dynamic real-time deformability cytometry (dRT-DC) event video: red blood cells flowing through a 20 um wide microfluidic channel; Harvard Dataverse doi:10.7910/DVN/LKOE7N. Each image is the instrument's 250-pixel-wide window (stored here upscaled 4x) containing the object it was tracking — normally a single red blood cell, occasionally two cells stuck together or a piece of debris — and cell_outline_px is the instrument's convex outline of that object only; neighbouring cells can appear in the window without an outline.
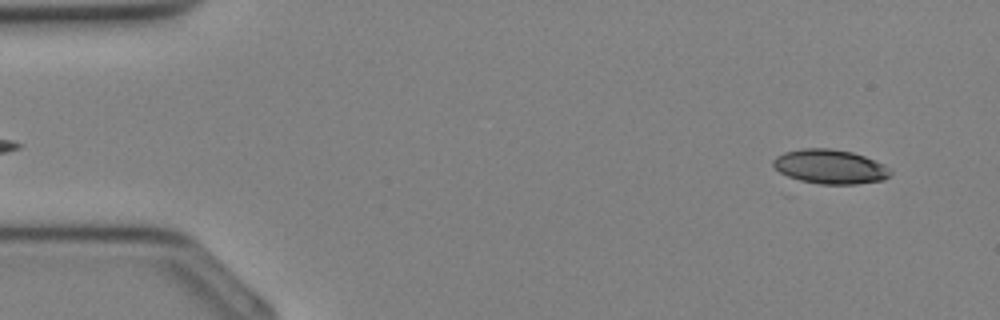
{"species": "Egyptian fruit bat (a non-hibernating species)", "species_latin": "Rousettus aegyptiacus", "temperature_condition": "cold", "stored_images_in_passage": 34, "segment_of_instrument_passage": [1, 2], "camera_frame_rate_fps": 3000, "um_per_image_px": 0.085, "animal": {"sex": "female"}, "frame": {"image": 1, "passage_image": 1, "time_ms": 0.0, "image_size_px": [1000, 320], "cell_outline_px": [[892, 172], [884, 180], [856, 184], [820, 184], [800, 180], [788, 176], [780, 172], [772, 164], [772, 160], [776, 156], [784, 152], [800, 148], [828, 148], [852, 152], [864, 156], [884, 164], [892, 168]], "centroid_in_image_um": [70.57, 14.16], "position_along_channel_um": 14.4, "area_um2": 23.52}}
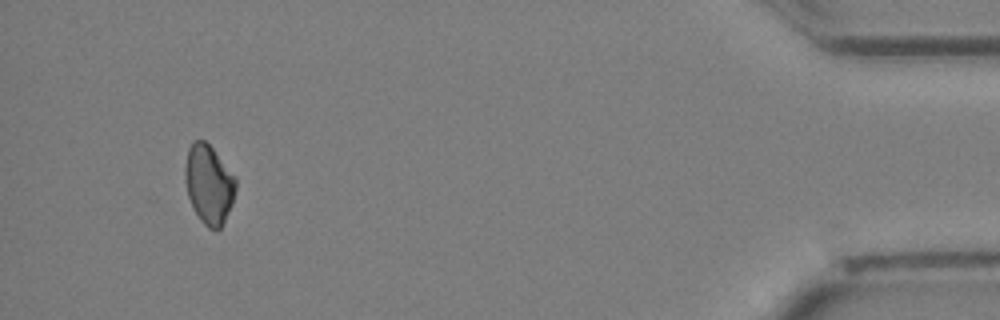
{"frame": {"image": 2, "passage_image": 31, "time_ms": 10.0, "image_size_px": [1000, 320], "cell_outline_px": [[236, 188], [232, 204], [220, 228], [216, 232], [208, 228], [200, 220], [188, 196], [184, 180], [184, 168], [188, 148], [192, 140], [204, 140], [212, 148], [236, 176]], "centroid_in_image_um": [17.75, 15.65], "position_along_channel_um": 417.5, "area_um2": 23.47}}